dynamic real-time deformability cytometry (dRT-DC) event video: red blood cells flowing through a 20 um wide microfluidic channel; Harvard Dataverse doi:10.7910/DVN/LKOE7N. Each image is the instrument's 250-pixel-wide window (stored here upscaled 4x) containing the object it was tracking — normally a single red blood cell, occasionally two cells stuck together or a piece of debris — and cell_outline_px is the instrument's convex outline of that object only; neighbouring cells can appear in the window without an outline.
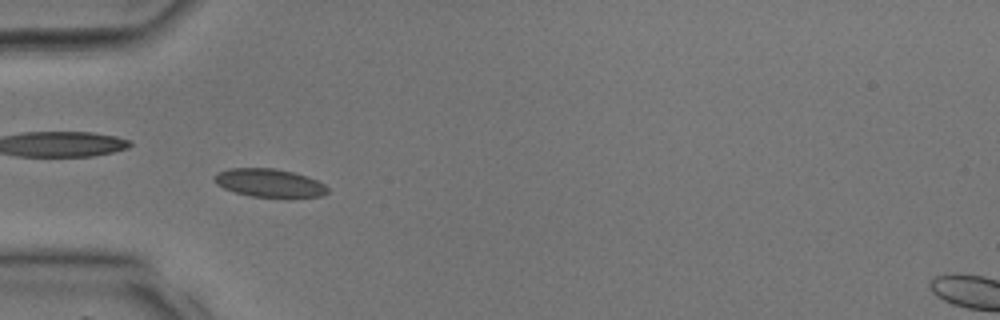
{"species": "common noctule bat (a hibernating species)", "species_latin": "Nyctalus noctula", "temperature_condition": "room temperature", "stored_images_in_passage": 39, "camera_frame_rate_fps": 3000, "um_per_image_px": 0.085, "animal": {"sex": "male", "body_mass_g": 17.9, "forearm_length_mm": 54.2}, "frame": {"image": 1, "passage_image": 12, "time_ms": 3.667, "image_size_px": [1000, 320], "cell_outline_px": [[328, 192], [324, 196], [292, 200], [288, 200], [252, 196], [236, 192], [224, 188], [216, 184], [212, 180], [216, 172], [228, 168], [272, 168], [292, 172], [308, 176], [324, 184], [328, 188]], "centroid_in_image_um": [22.94, 15.59], "position_along_channel_um": 62.1, "area_um2": 19.48}}
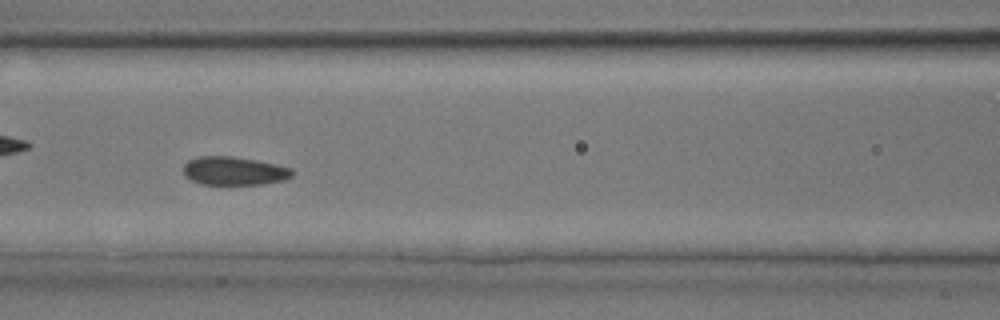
{"frame": {"image": 2, "passage_image": 17, "time_ms": 5.333, "image_size_px": [1000, 320], "cell_outline_px": [[292, 176], [284, 180], [260, 184], [200, 184], [184, 176], [184, 164], [188, 160], [200, 156], [232, 156], [256, 160], [276, 164], [292, 168]], "centroid_in_image_um": [19.88, 14.52], "position_along_channel_um": 146.7, "area_um2": 17.98}}
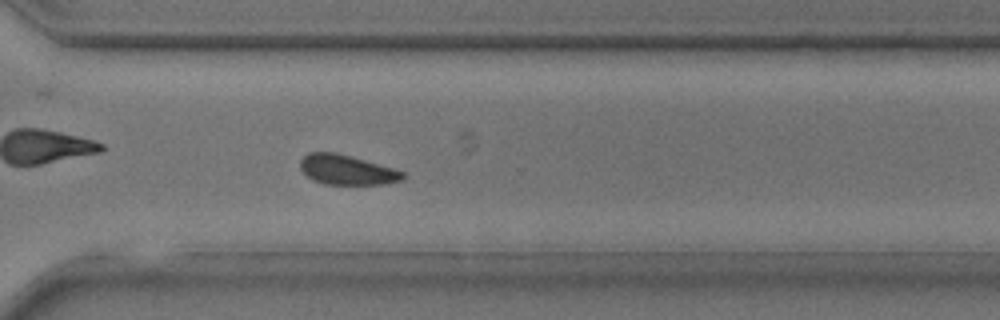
{"frame": {"image": 3, "passage_image": 28, "time_ms": 9.0, "image_size_px": [1000, 320], "cell_outline_px": [[404, 180], [384, 184], [324, 184], [312, 180], [300, 168], [300, 160], [308, 152], [336, 152], [352, 156], [396, 168], [404, 172]], "centroid_in_image_um": [29.51, 14.43], "position_along_channel_um": 341.1, "area_um2": 18.03}}